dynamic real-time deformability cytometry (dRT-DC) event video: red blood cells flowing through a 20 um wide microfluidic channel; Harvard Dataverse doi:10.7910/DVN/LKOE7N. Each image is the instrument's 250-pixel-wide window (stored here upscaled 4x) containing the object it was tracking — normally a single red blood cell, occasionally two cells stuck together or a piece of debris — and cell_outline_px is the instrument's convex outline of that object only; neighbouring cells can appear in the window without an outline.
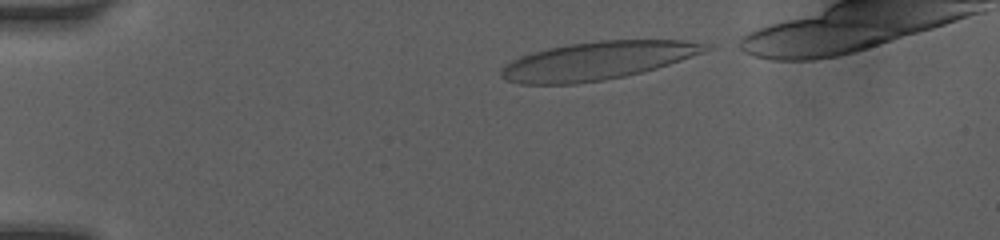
{"species": "human", "species_latin": "Homo sapiens", "temperature_condition": "room temperature", "stored_images_in_passage": 45, "camera_frame_rate_fps": 3000, "um_per_image_px": 0.085, "donor": {"sex": "female"}, "frame": {"image": 1, "passage_image": 1, "time_ms": 0.0, "image_size_px": [1000, 240], "cell_outline_px": [[716, 48], [656, 68], [624, 76], [604, 80], [576, 84], [520, 84], [508, 80], [500, 76], [500, 72], [512, 60], [548, 48], [568, 44], [600, 40], [680, 40], [712, 44]], "centroid_in_image_um": [50.84, 5.15], "position_along_channel_um": 34.2, "area_um2": 44.97}}
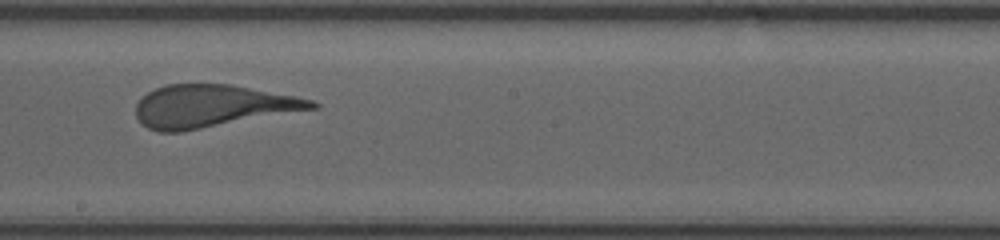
{"frame": {"image": 2, "passage_image": 27, "time_ms": 6.333, "image_size_px": [1000, 240], "cell_outline_px": [[320, 108], [180, 132], [160, 132], [148, 128], [140, 124], [136, 116], [136, 104], [140, 96], [164, 84], [232, 84], [296, 96], [312, 100], [320, 104]], "centroid_in_image_um": [18.03, 9.02], "position_along_channel_um": 230.2, "area_um2": 43.87}}
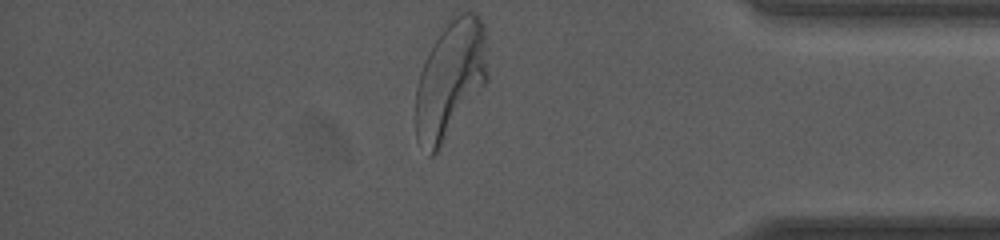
{"frame": {"image": 3, "passage_image": 45, "time_ms": 11.0, "image_size_px": [1000, 240], "cell_outline_px": [[488, 80], [436, 152], [432, 156], [428, 156], [416, 140], [416, 88], [420, 72], [424, 60], [428, 52], [444, 28], [460, 12], [472, 12], [480, 16], [484, 24], [488, 72]], "centroid_in_image_um": [38.27, 6.76], "position_along_channel_um": 396.9, "area_um2": 48.78}}